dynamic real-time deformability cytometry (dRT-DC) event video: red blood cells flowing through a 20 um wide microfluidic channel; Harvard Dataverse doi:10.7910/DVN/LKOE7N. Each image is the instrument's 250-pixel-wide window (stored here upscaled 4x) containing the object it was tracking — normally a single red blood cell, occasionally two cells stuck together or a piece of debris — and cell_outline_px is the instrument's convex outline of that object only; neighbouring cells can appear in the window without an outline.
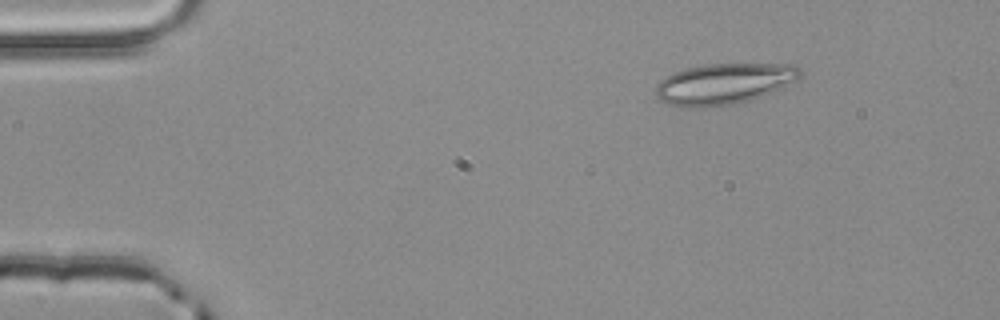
{"species": "common noctule bat (a hibernating species)", "species_latin": "Nyctalus noctula", "temperature_condition": "room temperature", "stored_images_in_passage": 4, "camera_frame_rate_fps": 3000, "um_per_image_px": 0.085, "animal": {"sex": "male", "body_mass_g": 20.4}, "frame": {"image": 1, "passage_image": 2, "time_ms": 0.333, "image_size_px": [1000, 320], "cell_outline_px": [[804, 72], [796, 80], [760, 96], [748, 100], [732, 104], [704, 108], [680, 108], [664, 104], [656, 96], [656, 84], [660, 80], [672, 72], [704, 64], [796, 64]], "centroid_in_image_um": [61.46, 7.13], "position_along_channel_um": 23.5, "area_um2": 34.62}}